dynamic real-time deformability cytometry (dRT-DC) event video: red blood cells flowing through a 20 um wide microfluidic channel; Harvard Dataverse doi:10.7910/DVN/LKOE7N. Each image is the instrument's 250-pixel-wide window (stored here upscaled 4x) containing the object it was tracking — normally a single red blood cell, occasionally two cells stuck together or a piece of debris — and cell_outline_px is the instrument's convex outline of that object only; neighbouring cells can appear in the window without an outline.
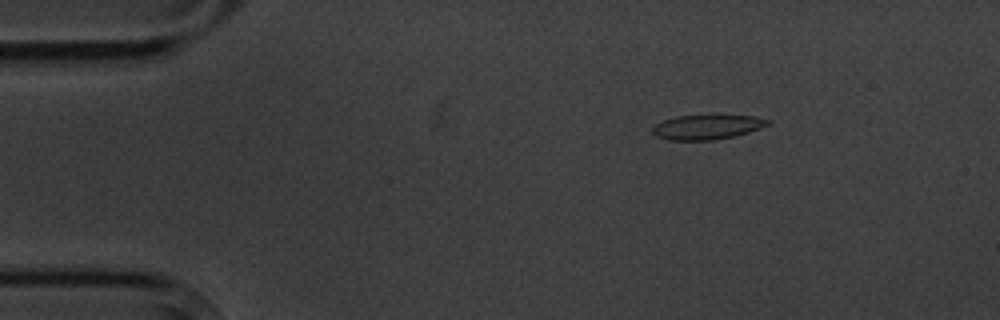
{"species": "common noctule bat (a hibernating species)", "species_latin": "Nyctalus noctula", "temperature_condition": "cold", "stored_images_in_passage": 5, "camera_frame_rate_fps": 3000, "um_per_image_px": 0.085, "animal": {"sex": "male", "body_mass_g": 20.1, "forearm_length_mm": 53.5}, "frame": {"image": 1, "passage_image": 2, "time_ms": 2.0, "image_size_px": [1000, 320], "cell_outline_px": [[772, 124], [748, 132], [732, 136], [712, 140], [668, 140], [656, 136], [652, 132], [652, 128], [656, 124], [664, 120], [676, 116], [712, 112], [756, 116], [772, 120]], "centroid_in_image_um": [60.16, 10.73], "position_along_channel_um": 24.8, "area_um2": 17.51}}
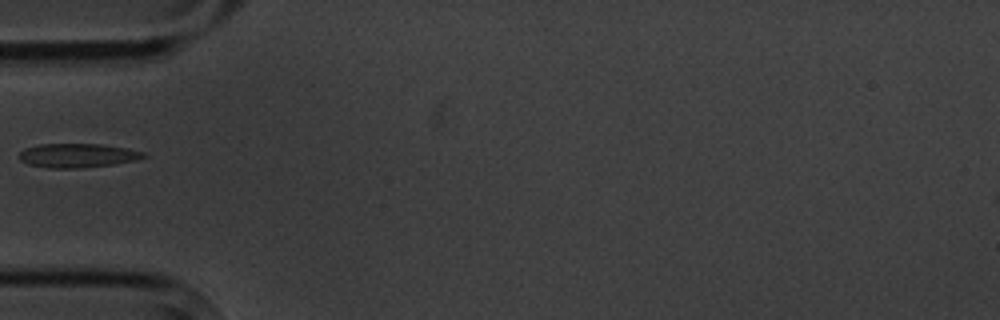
{"frame": {"image": 2, "passage_image": 5, "time_ms": 5.333, "image_size_px": [1000, 320], "cell_outline_px": [[148, 156], [136, 160], [116, 164], [80, 168], [48, 168], [28, 164], [20, 160], [20, 152], [24, 148], [40, 144], [100, 144], [128, 148], [144, 152]], "centroid_in_image_um": [6.61, 13.22], "position_along_channel_um": 78.4, "area_um2": 17.51}}